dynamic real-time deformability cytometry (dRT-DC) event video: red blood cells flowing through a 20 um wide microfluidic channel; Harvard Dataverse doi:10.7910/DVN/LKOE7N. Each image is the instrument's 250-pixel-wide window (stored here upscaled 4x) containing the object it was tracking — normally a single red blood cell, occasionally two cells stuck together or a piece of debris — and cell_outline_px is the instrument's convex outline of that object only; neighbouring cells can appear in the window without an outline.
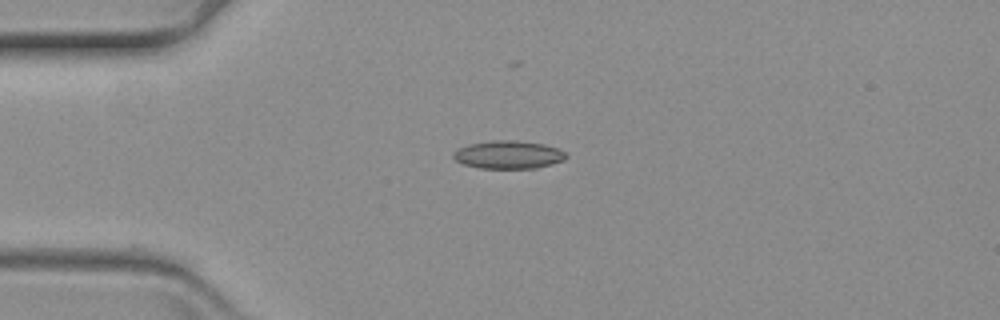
{"species": "common noctule bat (a hibernating species)", "species_latin": "Nyctalus noctula", "temperature_condition": "warm", "stored_images_in_passage": 44, "camera_frame_rate_fps": 3000, "um_per_image_px": 0.085, "animal": {"sex": "female", "body_mass_g": 19.3, "forearm_length_mm": 54.1}, "frame": {"image": 1, "passage_image": 1, "time_ms": 0.0, "image_size_px": [1000, 320], "cell_outline_px": [[568, 156], [564, 160], [552, 164], [536, 168], [480, 168], [464, 164], [456, 160], [452, 156], [452, 152], [468, 144], [492, 140], [516, 140], [544, 144], [556, 148], [564, 152]], "centroid_in_image_um": [43.21, 13.14], "position_along_channel_um": 41.8, "area_um2": 18.38}}
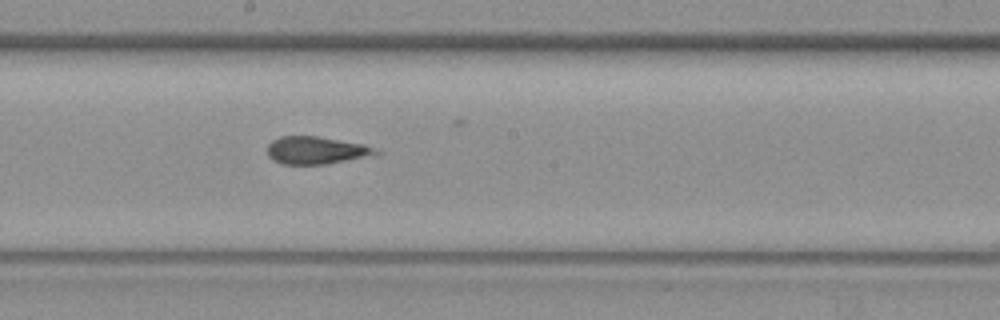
{"frame": {"image": 2, "passage_image": 19, "time_ms": 6.0, "image_size_px": [1000, 320], "cell_outline_px": [[384, 152], [376, 156], [328, 164], [284, 164], [272, 160], [268, 156], [268, 144], [272, 140], [280, 136], [316, 136], [364, 144]], "centroid_in_image_um": [26.94, 12.79], "position_along_channel_um": 221.3, "area_um2": 17.74}}
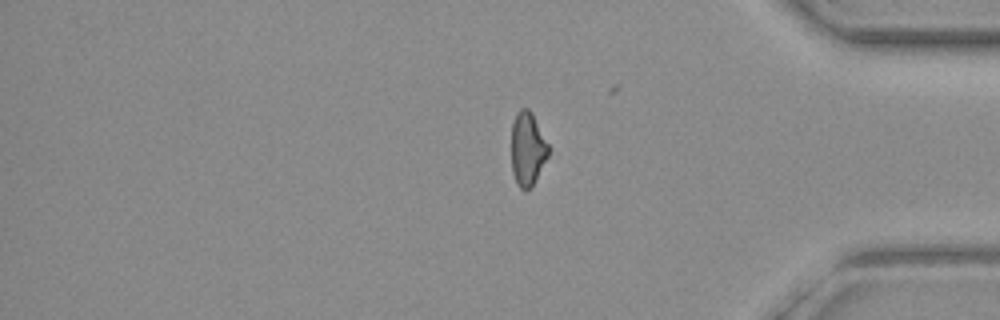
{"frame": {"image": 3, "passage_image": 36, "time_ms": 11.667, "image_size_px": [1000, 320], "cell_outline_px": [[548, 156], [532, 188], [524, 192], [516, 184], [512, 172], [512, 124], [516, 112], [520, 108], [528, 108], [532, 112], [548, 144]], "centroid_in_image_um": [44.83, 12.68], "position_along_channel_um": 390.4, "area_um2": 16.07}}